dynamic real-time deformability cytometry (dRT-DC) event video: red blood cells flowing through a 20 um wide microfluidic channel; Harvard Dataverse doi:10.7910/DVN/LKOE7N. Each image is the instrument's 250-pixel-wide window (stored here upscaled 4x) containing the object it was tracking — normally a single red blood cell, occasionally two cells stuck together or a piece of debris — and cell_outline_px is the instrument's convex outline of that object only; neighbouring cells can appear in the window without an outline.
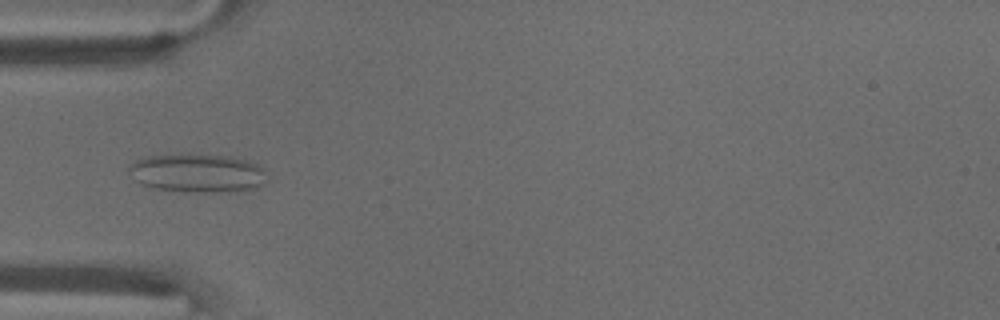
{"species": "common noctule bat (a hibernating species)", "species_latin": "Nyctalus noctula", "temperature_condition": "warm", "stored_images_in_passage": 47, "camera_frame_rate_fps": 3000, "um_per_image_px": 0.085, "animal": {"sex": "male", "body_mass_g": 18.8}, "frame": {"image": 1, "passage_image": 10, "time_ms": 3.0, "image_size_px": [1000, 320], "cell_outline_px": [[264, 184], [244, 192], [196, 192], [156, 188], [144, 184], [136, 180], [128, 168], [136, 160], [144, 156], [180, 152], [232, 156], [248, 160], [264, 168]], "centroid_in_image_um": [16.82, 14.68], "position_along_channel_um": 68.2, "area_um2": 31.62}}
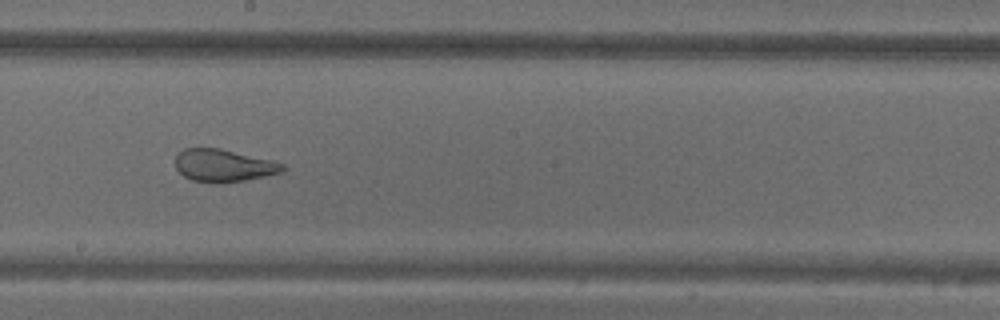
{"frame": {"image": 2, "passage_image": 23, "time_ms": 7.333, "image_size_px": [1000, 320], "cell_outline_px": [[288, 168], [284, 172], [244, 180], [220, 184], [216, 184], [192, 180], [184, 176], [176, 168], [176, 156], [184, 148], [220, 148], [272, 160], [284, 164]], "centroid_in_image_um": [19.03, 14.08], "position_along_channel_um": 229.2, "area_um2": 20.46}}
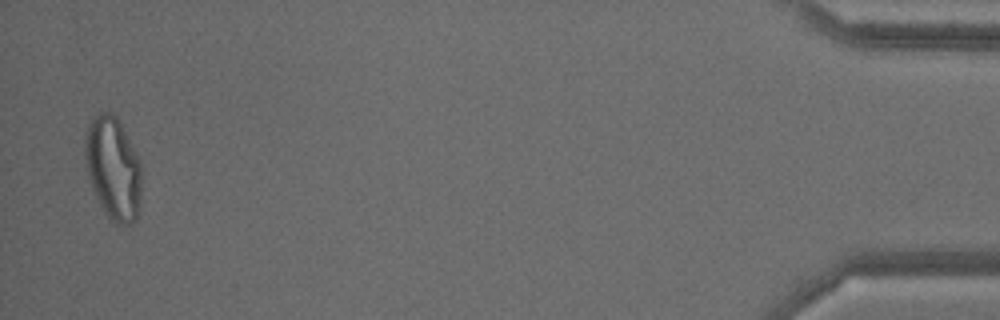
{"frame": {"image": 3, "passage_image": 46, "time_ms": 15.0, "image_size_px": [1000, 320], "cell_outline_px": [[140, 200], [136, 216], [132, 224], [116, 224], [104, 212], [92, 188], [88, 176], [84, 156], [84, 144], [88, 128], [92, 116], [104, 112], [112, 112], [120, 120], [140, 164]], "centroid_in_image_um": [9.59, 14.28], "position_along_channel_um": 425.6, "area_um2": 33.52}, "authors_computed_cell_mechanics": {"area_um2": 27.744, "velocity_mm_per_s": 3.7018, "shape_relaxation_time_tau1_ms": null, "shape_relaxation_time_tau2_ms": 0.8506, "deformation_change_tau1": null, "deformation_change_tau2": 0.0837}}